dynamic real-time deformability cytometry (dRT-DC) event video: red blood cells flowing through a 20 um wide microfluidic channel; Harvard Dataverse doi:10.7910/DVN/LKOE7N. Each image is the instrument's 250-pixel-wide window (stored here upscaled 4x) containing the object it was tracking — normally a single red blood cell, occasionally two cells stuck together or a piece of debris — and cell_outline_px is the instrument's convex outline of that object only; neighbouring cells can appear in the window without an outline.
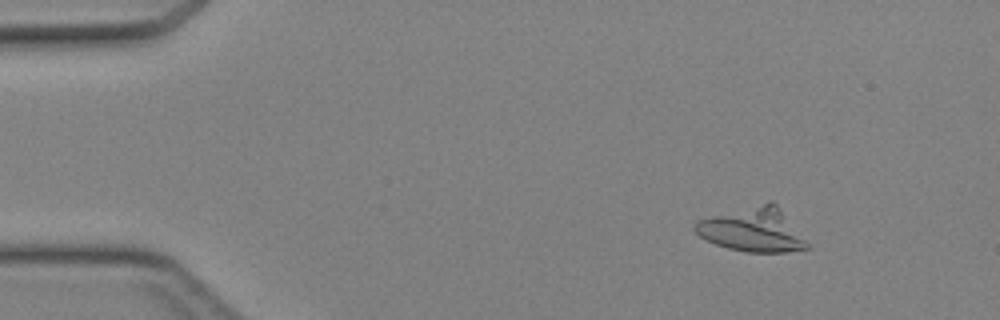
{"species": "Egyptian fruit bat (a non-hibernating species)", "species_latin": "Rousettus aegyptiacus", "temperature_condition": "cold", "stored_images_in_passage": 47, "camera_frame_rate_fps": 3000, "um_per_image_px": 0.085, "animal": {"sex": "female"}, "frame": {"image": 1, "passage_image": 7, "time_ms": 2.0, "image_size_px": [1000, 320], "cell_outline_px": [[812, 248], [784, 252], [744, 252], [728, 248], [716, 244], [700, 236], [692, 228], [692, 224], [696, 220], [768, 200], [772, 200], [776, 204], [812, 244]], "centroid_in_image_um": [64.02, 19.52], "position_along_channel_um": 21.0, "area_um2": 29.25}}
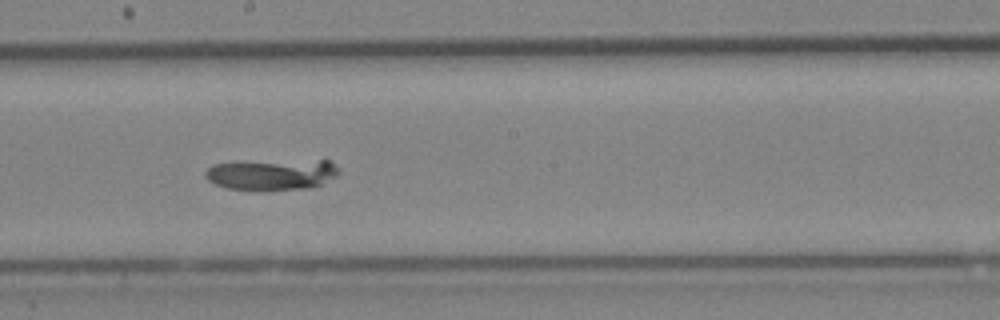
{"frame": {"image": 2, "passage_image": 27, "time_ms": 8.667, "image_size_px": [1000, 320], "cell_outline_px": [[340, 172], [336, 176], [320, 184], [308, 188], [228, 188], [216, 184], [208, 180], [204, 176], [204, 172], [212, 164], [320, 160], [328, 160]], "centroid_in_image_um": [23.1, 14.82], "position_along_channel_um": 225.1, "area_um2": 22.66}}
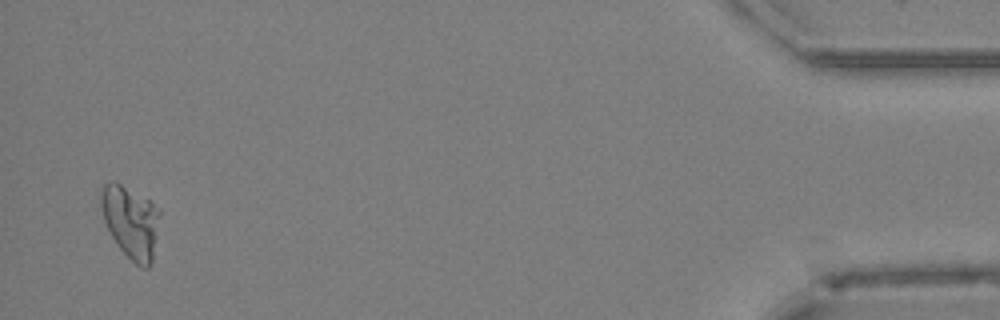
{"frame": {"image": 3, "passage_image": 46, "time_ms": 15.0, "image_size_px": [1000, 320], "cell_outline_px": [[160, 212], [152, 264], [148, 268], [140, 268], [120, 248], [112, 236], [104, 220], [100, 204], [100, 188], [104, 184], [112, 180], [116, 180], [148, 200], [160, 208]], "centroid_in_image_um": [11.1, 18.83], "position_along_channel_um": 424.1, "area_um2": 24.8}}